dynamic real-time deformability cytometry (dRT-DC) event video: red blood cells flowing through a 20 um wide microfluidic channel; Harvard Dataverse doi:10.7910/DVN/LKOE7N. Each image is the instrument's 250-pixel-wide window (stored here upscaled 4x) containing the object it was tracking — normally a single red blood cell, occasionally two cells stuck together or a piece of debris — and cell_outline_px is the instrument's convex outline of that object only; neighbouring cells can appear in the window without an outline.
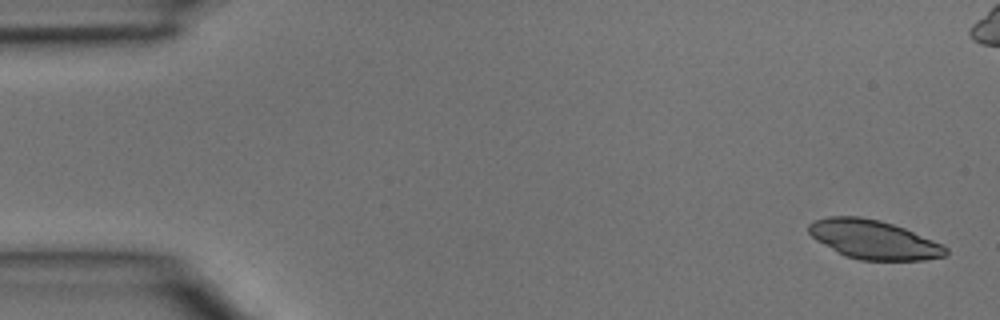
{"species": "common noctule bat (a hibernating species)", "species_latin": "Nyctalus noctula", "temperature_condition": "room temperature", "stored_images_in_passage": 4, "camera_frame_rate_fps": 3000, "um_per_image_px": 0.085, "animal": {"sex": "male", "body_mass_g": 15.6}, "frame": {"image": 1, "passage_image": 1, "time_ms": 0.0, "image_size_px": [1000, 320], "cell_outline_px": [[948, 252], [944, 256], [924, 260], [860, 260], [844, 256], [836, 252], [816, 240], [808, 232], [808, 224], [812, 220], [828, 216], [860, 216], [880, 220], [904, 228], [932, 240], [948, 248]], "centroid_in_image_um": [74.2, 20.36], "position_along_channel_um": 10.8, "area_um2": 31.1}}